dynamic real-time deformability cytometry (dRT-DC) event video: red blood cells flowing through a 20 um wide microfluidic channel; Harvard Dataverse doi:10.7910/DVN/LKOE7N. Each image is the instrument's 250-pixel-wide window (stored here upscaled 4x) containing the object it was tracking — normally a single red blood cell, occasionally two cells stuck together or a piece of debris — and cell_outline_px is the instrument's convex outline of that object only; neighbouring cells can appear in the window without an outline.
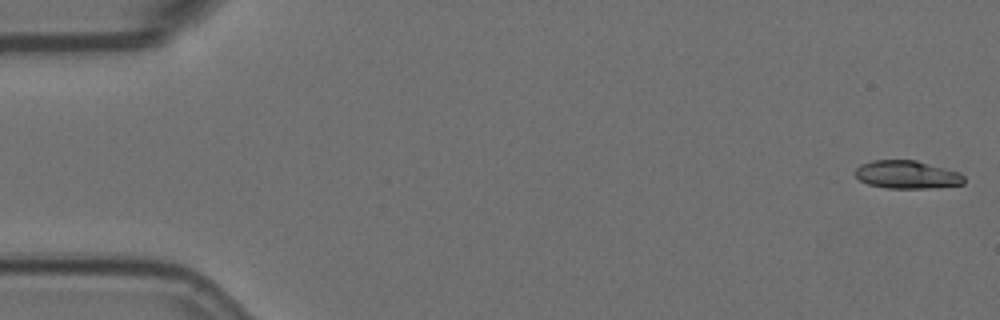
{"species": "Egyptian fruit bat (a non-hibernating species)", "species_latin": "Rousettus aegyptiacus", "temperature_condition": "room temperature", "stored_images_in_passage": 7, "camera_frame_rate_fps": 3000, "um_per_image_px": 0.085, "animal": {"sex": "female"}, "frame": {"image": 1, "passage_image": 1, "time_ms": 0.0, "image_size_px": [1000, 320], "cell_outline_px": [[964, 184], [936, 188], [888, 188], [868, 184], [860, 180], [856, 176], [856, 168], [860, 164], [872, 160], [916, 160], [960, 172], [964, 176]], "centroid_in_image_um": [77.12, 14.84], "position_along_channel_um": 7.9, "area_um2": 17.86}}
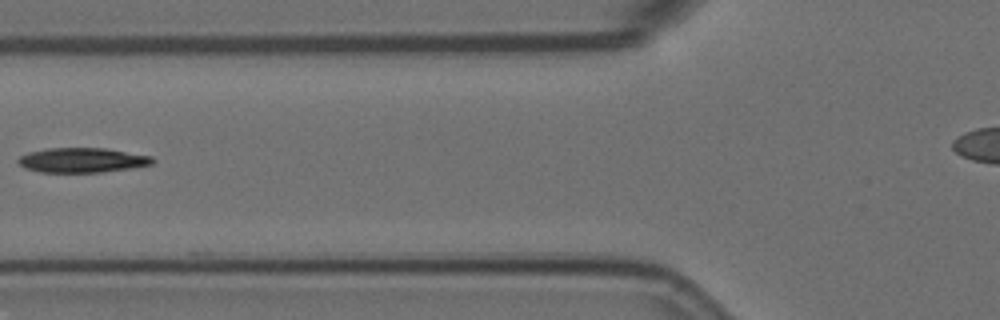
{"frame": {"image": 2, "passage_image": 7, "time_ms": 2.0, "image_size_px": [1000, 320], "cell_outline_px": [[156, 160], [152, 164], [132, 168], [100, 172], [40, 172], [24, 168], [16, 160], [20, 156], [28, 152], [48, 148], [104, 148], [152, 156]], "centroid_in_image_um": [6.98, 13.61], "position_along_channel_um": 118.8, "area_um2": 19.36}}